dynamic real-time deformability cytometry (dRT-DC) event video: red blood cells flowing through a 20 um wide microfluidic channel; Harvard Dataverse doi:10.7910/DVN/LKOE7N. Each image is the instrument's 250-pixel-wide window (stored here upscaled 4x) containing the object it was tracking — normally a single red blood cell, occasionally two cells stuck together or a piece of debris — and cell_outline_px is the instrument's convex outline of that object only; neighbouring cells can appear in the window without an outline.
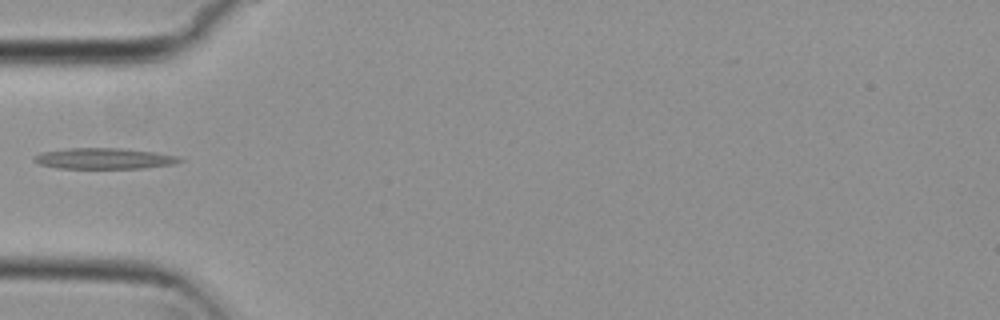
{"species": "common noctule bat (a hibernating species)", "species_latin": "Nyctalus noctula", "temperature_condition": "cold", "stored_images_in_passage": 5, "camera_frame_rate_fps": 3000, "um_per_image_px": 0.085, "animal": {"sex": "female", "body_mass_g": 29.2, "forearm_length_mm": 56.3}, "frame": {"image": 1, "passage_image": 5, "time_ms": 1.333, "image_size_px": [1000, 320], "cell_outline_px": [[184, 160], [172, 164], [144, 168], [56, 168], [40, 164], [32, 160], [40, 152], [68, 148], [120, 148], [152, 152], [176, 156]], "centroid_in_image_um": [8.8, 13.47], "position_along_channel_um": 76.2, "area_um2": 17.51}}